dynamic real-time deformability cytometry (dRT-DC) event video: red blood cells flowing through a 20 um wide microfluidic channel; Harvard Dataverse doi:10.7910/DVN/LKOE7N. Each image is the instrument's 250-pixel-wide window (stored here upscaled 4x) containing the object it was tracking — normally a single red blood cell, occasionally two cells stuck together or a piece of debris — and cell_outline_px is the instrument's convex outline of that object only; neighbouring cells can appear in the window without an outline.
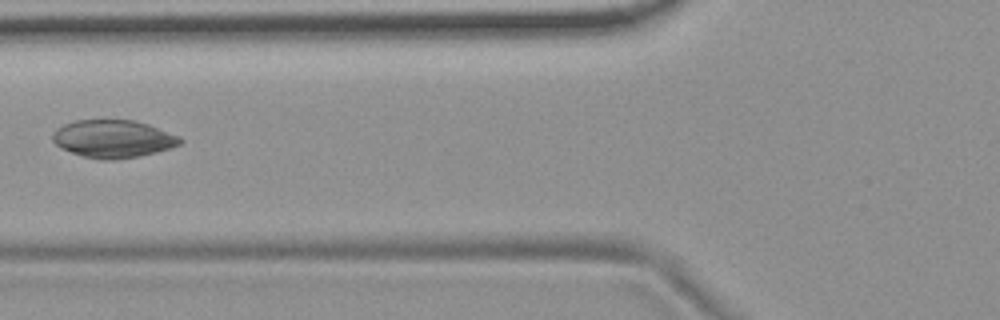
{"species": "common noctule bat (a hibernating species)", "species_latin": "Nyctalus noctula", "temperature_condition": "room temperature", "stored_images_in_passage": 6, "camera_frame_rate_fps": 3000, "um_per_image_px": 0.085, "animal": {"sex": "female", "body_mass_g": 19.9}, "frame": {"image": 1, "passage_image": 5, "time_ms": 4.667, "image_size_px": [1000, 320], "cell_outline_px": [[184, 140], [180, 144], [156, 152], [140, 156], [116, 160], [100, 160], [84, 156], [60, 148], [52, 140], [52, 132], [56, 128], [64, 124], [76, 120], [132, 120], [148, 124], [180, 136]], "centroid_in_image_um": [9.6, 11.8], "position_along_channel_um": 116.2, "area_um2": 28.09}}
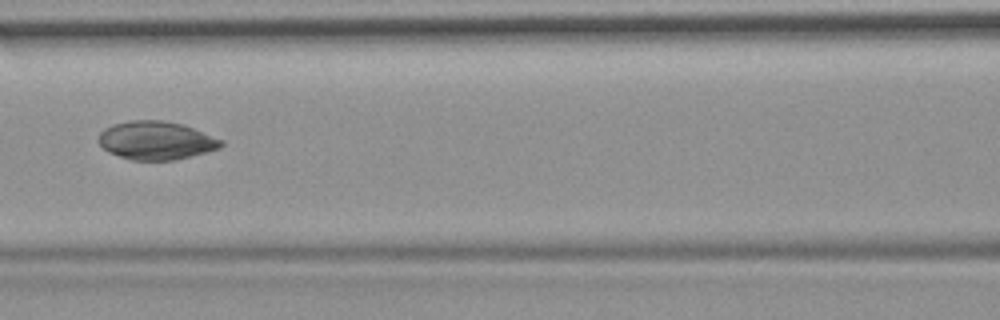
{"frame": {"image": 2, "passage_image": 6, "time_ms": 5.667, "image_size_px": [1000, 320], "cell_outline_px": [[224, 144], [220, 148], [176, 160], [132, 160], [108, 152], [100, 144], [100, 132], [104, 128], [112, 124], [128, 120], [164, 120], [184, 124], [224, 140]], "centroid_in_image_um": [13.3, 11.92], "position_along_channel_um": 153.3, "area_um2": 27.51}}